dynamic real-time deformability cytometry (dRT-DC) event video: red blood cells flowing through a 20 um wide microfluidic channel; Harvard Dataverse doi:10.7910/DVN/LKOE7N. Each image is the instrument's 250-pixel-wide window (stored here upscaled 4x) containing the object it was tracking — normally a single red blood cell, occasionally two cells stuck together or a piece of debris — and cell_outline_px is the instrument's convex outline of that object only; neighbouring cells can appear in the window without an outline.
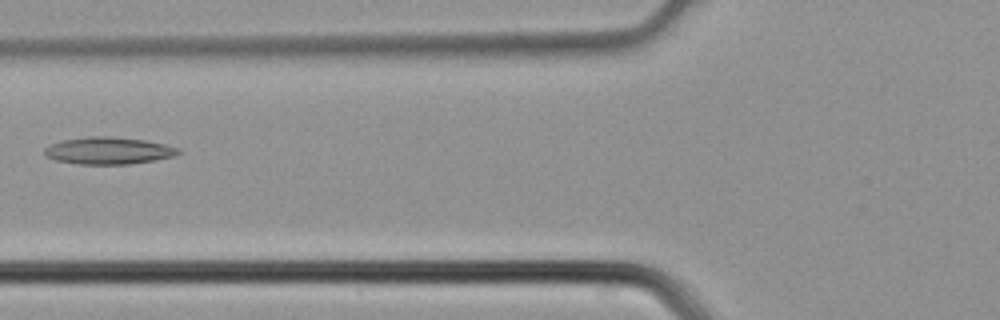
{"species": "common noctule bat (a hibernating species)", "species_latin": "Nyctalus noctula", "temperature_condition": "cold", "stored_images_in_passage": 6, "camera_frame_rate_fps": 3000, "um_per_image_px": 0.085, "animal": {"sex": "male", "body_mass_g": 21.5, "forearm_length_mm": 52.0}, "frame": {"image": 1, "passage_image": 6, "time_ms": 1.667, "image_size_px": [1000, 320], "cell_outline_px": [[184, 152], [176, 156], [156, 160], [128, 164], [76, 164], [56, 160], [44, 156], [44, 148], [52, 144], [64, 140], [84, 136], [104, 136], [144, 140], [164, 144], [180, 148]], "centroid_in_image_um": [9.25, 12.81], "position_along_channel_um": 116.5, "area_um2": 21.27}}